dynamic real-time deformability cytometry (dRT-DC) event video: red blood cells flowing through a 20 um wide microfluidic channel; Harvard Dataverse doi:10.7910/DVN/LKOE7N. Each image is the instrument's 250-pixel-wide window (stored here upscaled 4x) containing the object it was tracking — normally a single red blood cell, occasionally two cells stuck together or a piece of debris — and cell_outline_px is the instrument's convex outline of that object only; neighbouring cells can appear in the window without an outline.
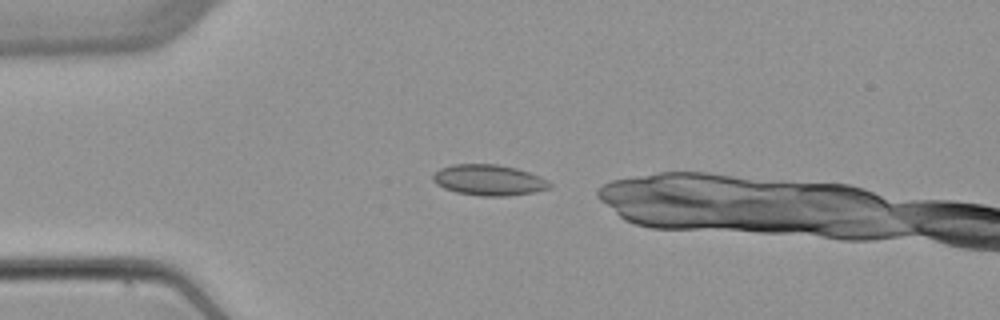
{"species": "common noctule bat (a hibernating species)", "species_latin": "Nyctalus noctula", "temperature_condition": "warm", "stored_images_in_passage": 1, "camera_frame_rate_fps": 3000, "um_per_image_px": 0.085, "animal": {"sex": "female", "body_mass_g": 22.7, "forearm_length_mm": 54.2}, "frame": {"image": 1, "passage_image": 1, "time_ms": 0.0, "image_size_px": [1000, 320], "cell_outline_px": [[552, 188], [536, 192], [508, 196], [480, 196], [456, 192], [444, 188], [436, 184], [432, 180], [432, 176], [440, 168], [452, 164], [496, 164], [516, 168], [540, 176], [548, 180], [552, 184]], "centroid_in_image_um": [41.58, 15.31], "position_along_channel_um": 43.4, "area_um2": 21.15}}